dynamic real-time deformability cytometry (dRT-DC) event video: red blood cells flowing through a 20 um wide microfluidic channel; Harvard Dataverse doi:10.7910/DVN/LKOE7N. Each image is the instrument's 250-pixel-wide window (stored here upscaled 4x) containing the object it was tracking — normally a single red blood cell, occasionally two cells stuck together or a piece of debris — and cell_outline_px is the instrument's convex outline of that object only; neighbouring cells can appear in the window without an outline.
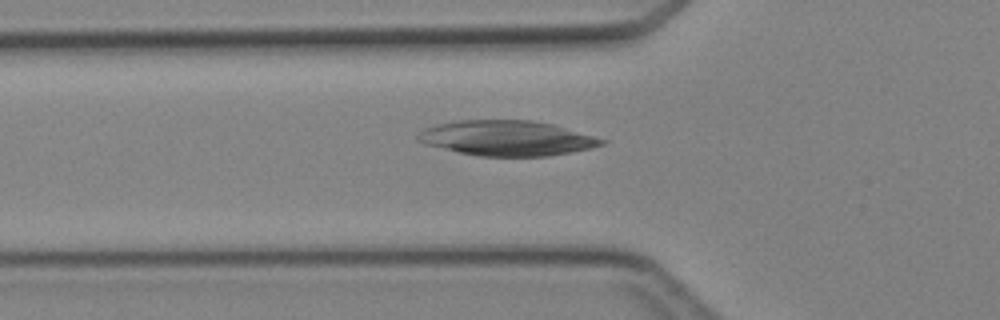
{"species": "Egyptian fruit bat (a non-hibernating species)", "species_latin": "Rousettus aegyptiacus", "temperature_condition": "cold", "stored_images_in_passage": 2, "camera_frame_rate_fps": 3000, "um_per_image_px": 0.085, "animal": {"sex": "female"}, "frame": {"image": 1, "passage_image": 2, "time_ms": 1.333, "image_size_px": [1000, 320], "cell_outline_px": [[608, 140], [604, 144], [592, 148], [572, 152], [548, 156], [476, 156], [424, 144], [416, 140], [416, 136], [424, 128], [440, 124], [460, 120], [528, 120], [552, 124]], "centroid_in_image_um": [43.09, 11.75], "position_along_channel_um": 82.7, "area_um2": 37.51}}